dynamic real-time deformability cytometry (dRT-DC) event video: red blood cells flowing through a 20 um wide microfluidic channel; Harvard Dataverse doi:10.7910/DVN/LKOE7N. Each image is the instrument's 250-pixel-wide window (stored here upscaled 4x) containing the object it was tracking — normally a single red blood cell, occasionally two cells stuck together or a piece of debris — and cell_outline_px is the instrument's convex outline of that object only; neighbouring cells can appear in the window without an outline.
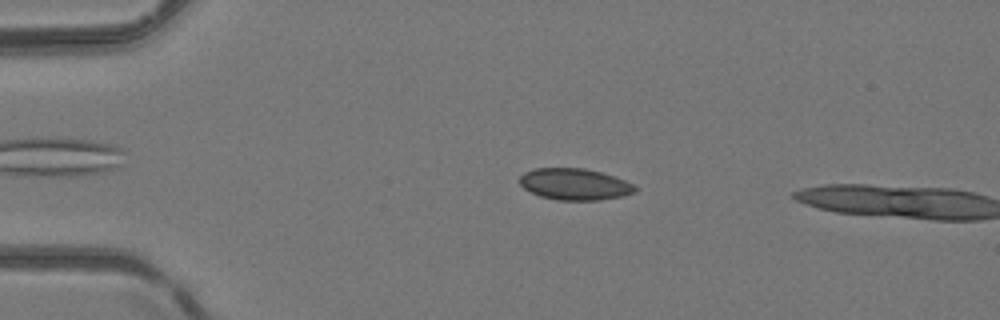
{"species": "common noctule bat (a hibernating species)", "species_latin": "Nyctalus noctula", "temperature_condition": "room temperature", "stored_images_in_passage": 2, "camera_frame_rate_fps": 3000, "um_per_image_px": 0.085, "animal": {"sex": "female", "body_mass_g": 24.6, "forearm_length_mm": 56.2}, "frame": {"image": 1, "passage_image": 1, "time_ms": 0.0, "image_size_px": [1000, 320], "cell_outline_px": [[636, 192], [624, 196], [600, 200], [556, 200], [540, 196], [524, 188], [520, 184], [520, 176], [524, 172], [536, 168], [584, 168], [616, 176], [632, 184], [636, 188]], "centroid_in_image_um": [48.86, 15.66], "position_along_channel_um": 36.1, "area_um2": 21.21}}